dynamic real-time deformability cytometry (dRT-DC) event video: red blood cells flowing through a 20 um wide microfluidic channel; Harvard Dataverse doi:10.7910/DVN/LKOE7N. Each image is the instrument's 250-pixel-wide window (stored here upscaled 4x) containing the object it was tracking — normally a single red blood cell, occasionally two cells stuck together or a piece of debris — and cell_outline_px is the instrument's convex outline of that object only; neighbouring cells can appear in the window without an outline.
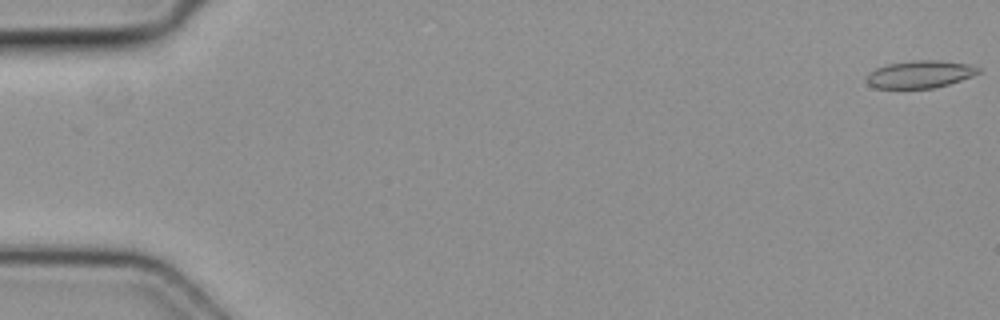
{"species": "common noctule bat (a hibernating species)", "species_latin": "Nyctalus noctula", "temperature_condition": "cold", "stored_images_in_passage": 5, "camera_frame_rate_fps": 3000, "um_per_image_px": 0.085, "animal": {"sex": "female", "body_mass_g": 19.3, "forearm_length_mm": 54.1}, "frame": {"image": 1, "passage_image": 1, "time_ms": 0.0, "image_size_px": [1000, 320], "cell_outline_px": [[980, 72], [972, 76], [948, 84], [932, 88], [876, 88], [868, 84], [868, 76], [876, 68], [888, 64], [916, 60], [936, 60], [968, 64], [980, 68]], "centroid_in_image_um": [78.22, 6.31], "position_along_channel_um": 6.8, "area_um2": 17.51}}